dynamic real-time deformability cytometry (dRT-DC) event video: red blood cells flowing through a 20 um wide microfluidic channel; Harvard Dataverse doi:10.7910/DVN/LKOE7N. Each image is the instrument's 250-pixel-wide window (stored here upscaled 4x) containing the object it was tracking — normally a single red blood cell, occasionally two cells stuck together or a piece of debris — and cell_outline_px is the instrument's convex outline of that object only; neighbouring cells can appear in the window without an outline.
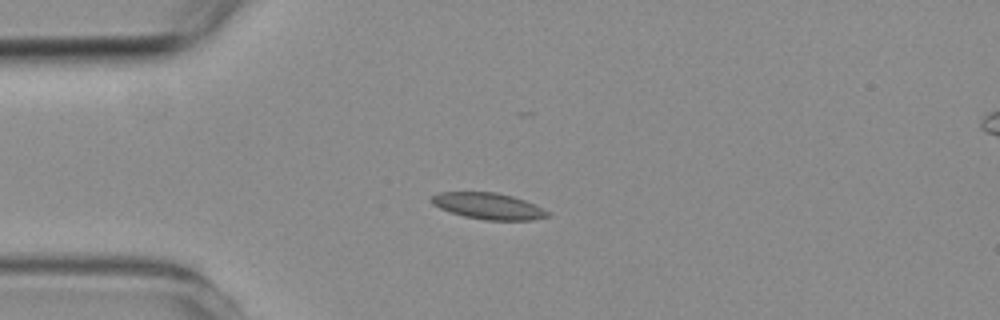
{"species": "common noctule bat (a hibernating species)", "species_latin": "Nyctalus noctula", "temperature_condition": "room temperature", "stored_images_in_passage": 4, "camera_frame_rate_fps": 3000, "um_per_image_px": 0.085, "animal": {"sex": "female", "body_mass_g": 19.3, "forearm_length_mm": 54.1}, "frame": {"image": 1, "passage_image": 3, "time_ms": 2.333, "image_size_px": [1000, 320], "cell_outline_px": [[552, 216], [532, 220], [484, 220], [464, 216], [440, 208], [432, 204], [432, 196], [440, 192], [496, 192], [512, 196], [524, 200], [552, 212]], "centroid_in_image_um": [41.57, 17.52], "position_along_channel_um": 43.4, "area_um2": 17.8}}